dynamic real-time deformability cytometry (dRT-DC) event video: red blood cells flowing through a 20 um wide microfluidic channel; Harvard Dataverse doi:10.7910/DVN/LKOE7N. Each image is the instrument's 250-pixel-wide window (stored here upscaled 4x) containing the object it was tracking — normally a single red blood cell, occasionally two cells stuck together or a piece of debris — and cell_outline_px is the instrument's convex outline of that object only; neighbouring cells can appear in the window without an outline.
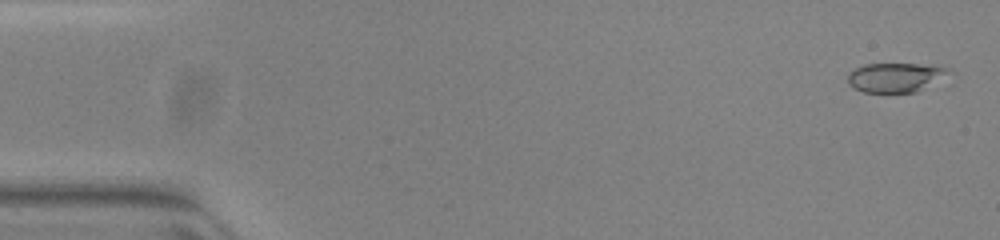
{"species": "common noctule bat (a hibernating species)", "species_latin": "Nyctalus noctula", "temperature_condition": "warm", "stored_images_in_passage": 51, "camera_frame_rate_fps": 3000, "um_per_image_px": 0.085, "animal": {"sex": "female", "body_mass_g": 23.0, "forearm_length_mm": 53.4}, "frame": {"image": 1, "passage_image": 1, "time_ms": 0.0, "image_size_px": [1000, 240], "cell_outline_px": [[956, 72], [916, 92], [864, 92], [848, 84], [848, 72], [864, 64], [940, 64], [952, 68]], "centroid_in_image_um": [76.24, 6.55], "position_along_channel_um": 8.8, "area_um2": 17.69}}
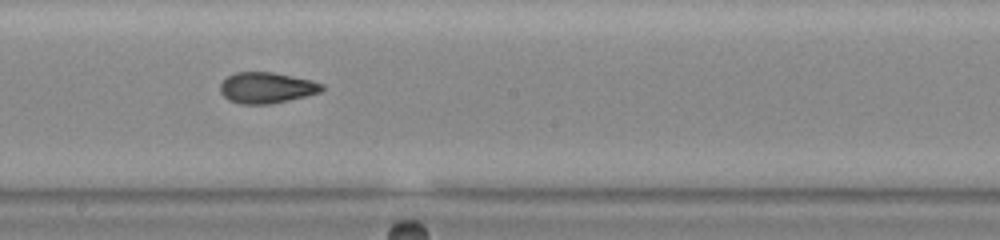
{"frame": {"image": 2, "passage_image": 28, "time_ms": 9.0, "image_size_px": [1000, 240], "cell_outline_px": [[324, 88], [320, 92], [288, 100], [268, 104], [244, 104], [228, 100], [220, 92], [220, 84], [228, 76], [236, 72], [272, 72], [312, 80], [324, 84]], "centroid_in_image_um": [22.66, 7.45], "position_along_channel_um": 225.5, "area_um2": 18.21}}
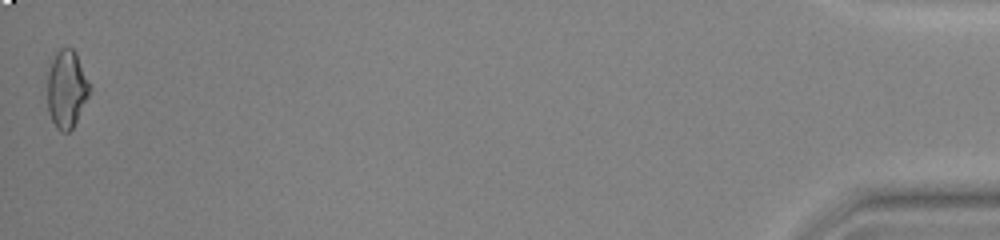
{"frame": {"image": 3, "passage_image": 51, "time_ms": 16.667, "image_size_px": [1000, 240], "cell_outline_px": [[92, 88], [72, 128], [68, 132], [60, 132], [56, 128], [52, 120], [48, 108], [48, 72], [52, 60], [56, 52], [60, 48], [72, 48], [76, 52]], "centroid_in_image_um": [5.67, 7.55], "position_along_channel_um": 429.5, "area_um2": 18.96}, "authors_computed_cell_mechanics": {"area_um2": 18.207, "velocity_mm_per_s": 3.9512, "shape_relaxation_time_tau1_ms": null, "shape_relaxation_time_tau2_ms": 1.3946, "deformation_change_tau1": null, "deformation_change_tau2": 0.0627}}